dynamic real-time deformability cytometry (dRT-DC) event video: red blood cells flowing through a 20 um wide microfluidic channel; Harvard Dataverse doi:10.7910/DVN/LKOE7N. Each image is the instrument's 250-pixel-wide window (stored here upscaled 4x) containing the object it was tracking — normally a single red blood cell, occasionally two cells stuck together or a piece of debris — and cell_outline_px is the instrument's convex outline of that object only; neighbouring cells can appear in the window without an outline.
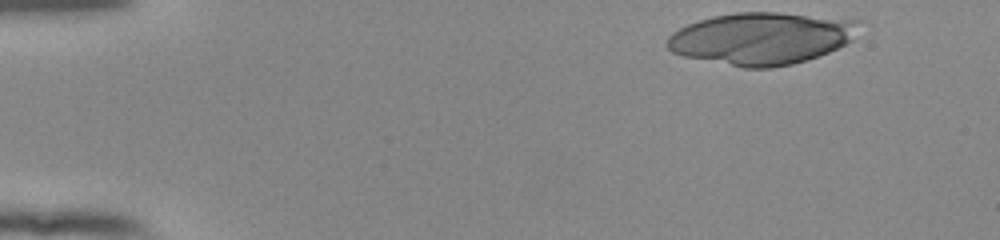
{"species": "human", "species_latin": "Homo sapiens", "temperature_condition": "room temperature", "stored_images_in_passage": 48, "camera_frame_rate_fps": 3000, "um_per_image_px": 0.085, "donor": {"sex": "female"}, "frame": {"image": 1, "passage_image": 1, "time_ms": 0.0, "image_size_px": [1000, 240], "cell_outline_px": [[864, 20], [852, 40], [828, 52], [808, 60], [792, 64], [772, 68], [744, 68], [684, 56], [672, 52], [664, 44], [668, 36], [672, 32], [688, 24], [712, 16], [736, 12], [780, 12]], "centroid_in_image_um": [64.75, 3.25], "position_along_channel_um": 20.3, "area_um2": 58.67}}
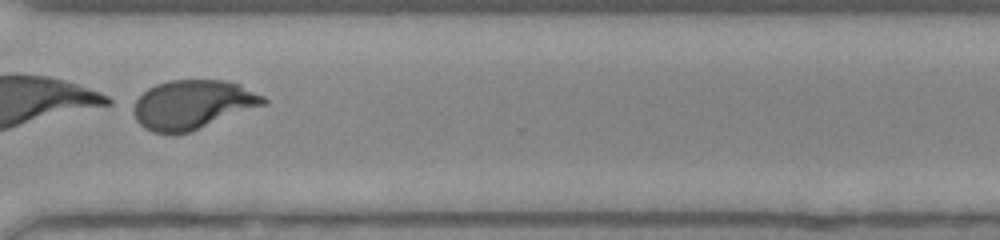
{"frame": {"image": 2, "passage_image": 36, "time_ms": 11.667, "image_size_px": [1000, 240], "cell_outline_px": [[268, 104], [188, 132], [172, 136], [152, 132], [144, 128], [136, 120], [132, 112], [132, 108], [136, 100], [148, 88], [156, 84], [168, 80], [224, 80], [240, 84], [264, 96], [268, 100]], "centroid_in_image_um": [16.37, 8.9], "position_along_channel_um": 354.2, "area_um2": 37.57}}